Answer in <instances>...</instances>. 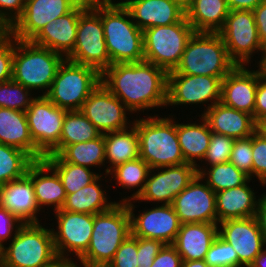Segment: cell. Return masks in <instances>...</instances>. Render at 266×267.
Listing matches in <instances>:
<instances>
[{
    "instance_id": "cell-38",
    "label": "cell",
    "mask_w": 266,
    "mask_h": 267,
    "mask_svg": "<svg viewBox=\"0 0 266 267\" xmlns=\"http://www.w3.org/2000/svg\"><path fill=\"white\" fill-rule=\"evenodd\" d=\"M208 167H205L199 175L215 193L221 190L239 187L250 179L247 174L239 170L231 162L215 164Z\"/></svg>"
},
{
    "instance_id": "cell-44",
    "label": "cell",
    "mask_w": 266,
    "mask_h": 267,
    "mask_svg": "<svg viewBox=\"0 0 266 267\" xmlns=\"http://www.w3.org/2000/svg\"><path fill=\"white\" fill-rule=\"evenodd\" d=\"M229 162L252 179V135L245 139H235Z\"/></svg>"
},
{
    "instance_id": "cell-29",
    "label": "cell",
    "mask_w": 266,
    "mask_h": 267,
    "mask_svg": "<svg viewBox=\"0 0 266 267\" xmlns=\"http://www.w3.org/2000/svg\"><path fill=\"white\" fill-rule=\"evenodd\" d=\"M0 143L26 152L34 161L45 157L31 138L25 111L0 107Z\"/></svg>"
},
{
    "instance_id": "cell-22",
    "label": "cell",
    "mask_w": 266,
    "mask_h": 267,
    "mask_svg": "<svg viewBox=\"0 0 266 267\" xmlns=\"http://www.w3.org/2000/svg\"><path fill=\"white\" fill-rule=\"evenodd\" d=\"M134 23L143 31L154 26H168L186 16L180 0H125Z\"/></svg>"
},
{
    "instance_id": "cell-20",
    "label": "cell",
    "mask_w": 266,
    "mask_h": 267,
    "mask_svg": "<svg viewBox=\"0 0 266 267\" xmlns=\"http://www.w3.org/2000/svg\"><path fill=\"white\" fill-rule=\"evenodd\" d=\"M82 0H26L22 16L13 25V37L31 41L47 23L71 12Z\"/></svg>"
},
{
    "instance_id": "cell-54",
    "label": "cell",
    "mask_w": 266,
    "mask_h": 267,
    "mask_svg": "<svg viewBox=\"0 0 266 267\" xmlns=\"http://www.w3.org/2000/svg\"><path fill=\"white\" fill-rule=\"evenodd\" d=\"M230 11L249 10L253 11L261 2L265 0H226Z\"/></svg>"
},
{
    "instance_id": "cell-39",
    "label": "cell",
    "mask_w": 266,
    "mask_h": 267,
    "mask_svg": "<svg viewBox=\"0 0 266 267\" xmlns=\"http://www.w3.org/2000/svg\"><path fill=\"white\" fill-rule=\"evenodd\" d=\"M33 162L26 152L0 143V185L23 177Z\"/></svg>"
},
{
    "instance_id": "cell-51",
    "label": "cell",
    "mask_w": 266,
    "mask_h": 267,
    "mask_svg": "<svg viewBox=\"0 0 266 267\" xmlns=\"http://www.w3.org/2000/svg\"><path fill=\"white\" fill-rule=\"evenodd\" d=\"M26 0H0V17L12 26L22 16Z\"/></svg>"
},
{
    "instance_id": "cell-40",
    "label": "cell",
    "mask_w": 266,
    "mask_h": 267,
    "mask_svg": "<svg viewBox=\"0 0 266 267\" xmlns=\"http://www.w3.org/2000/svg\"><path fill=\"white\" fill-rule=\"evenodd\" d=\"M24 87L13 79L0 83V107L26 111L36 98L35 91ZM32 95H35L32 97Z\"/></svg>"
},
{
    "instance_id": "cell-1",
    "label": "cell",
    "mask_w": 266,
    "mask_h": 267,
    "mask_svg": "<svg viewBox=\"0 0 266 267\" xmlns=\"http://www.w3.org/2000/svg\"><path fill=\"white\" fill-rule=\"evenodd\" d=\"M101 83L134 115L166 107L168 72L145 60L112 64L101 73Z\"/></svg>"
},
{
    "instance_id": "cell-41",
    "label": "cell",
    "mask_w": 266,
    "mask_h": 267,
    "mask_svg": "<svg viewBox=\"0 0 266 267\" xmlns=\"http://www.w3.org/2000/svg\"><path fill=\"white\" fill-rule=\"evenodd\" d=\"M234 138L220 135L212 132L211 140L202 162L207 164H199L197 168L198 174L211 165L229 162L230 154L234 145ZM201 166V167H200Z\"/></svg>"
},
{
    "instance_id": "cell-3",
    "label": "cell",
    "mask_w": 266,
    "mask_h": 267,
    "mask_svg": "<svg viewBox=\"0 0 266 267\" xmlns=\"http://www.w3.org/2000/svg\"><path fill=\"white\" fill-rule=\"evenodd\" d=\"M140 117L136 115L133 124L139 136L140 158L150 168L185 164L178 135L176 115L167 117L158 114ZM174 116V118H173Z\"/></svg>"
},
{
    "instance_id": "cell-43",
    "label": "cell",
    "mask_w": 266,
    "mask_h": 267,
    "mask_svg": "<svg viewBox=\"0 0 266 267\" xmlns=\"http://www.w3.org/2000/svg\"><path fill=\"white\" fill-rule=\"evenodd\" d=\"M252 178L258 179L260 185L266 186V137L256 130L252 134Z\"/></svg>"
},
{
    "instance_id": "cell-12",
    "label": "cell",
    "mask_w": 266,
    "mask_h": 267,
    "mask_svg": "<svg viewBox=\"0 0 266 267\" xmlns=\"http://www.w3.org/2000/svg\"><path fill=\"white\" fill-rule=\"evenodd\" d=\"M221 82L220 77L168 73L166 109L177 105L183 107L185 105L188 107V104L196 105V108L207 105L201 111L203 113L200 116H202L214 104L221 101Z\"/></svg>"
},
{
    "instance_id": "cell-42",
    "label": "cell",
    "mask_w": 266,
    "mask_h": 267,
    "mask_svg": "<svg viewBox=\"0 0 266 267\" xmlns=\"http://www.w3.org/2000/svg\"><path fill=\"white\" fill-rule=\"evenodd\" d=\"M204 261L210 267H238V254L232 245L217 236L206 253Z\"/></svg>"
},
{
    "instance_id": "cell-16",
    "label": "cell",
    "mask_w": 266,
    "mask_h": 267,
    "mask_svg": "<svg viewBox=\"0 0 266 267\" xmlns=\"http://www.w3.org/2000/svg\"><path fill=\"white\" fill-rule=\"evenodd\" d=\"M25 112L33 142L45 156L48 155L59 144L67 110L38 94Z\"/></svg>"
},
{
    "instance_id": "cell-23",
    "label": "cell",
    "mask_w": 266,
    "mask_h": 267,
    "mask_svg": "<svg viewBox=\"0 0 266 267\" xmlns=\"http://www.w3.org/2000/svg\"><path fill=\"white\" fill-rule=\"evenodd\" d=\"M0 206L22 225L41 223L38 219L41 210L36 202L32 180L27 174L0 185Z\"/></svg>"
},
{
    "instance_id": "cell-48",
    "label": "cell",
    "mask_w": 266,
    "mask_h": 267,
    "mask_svg": "<svg viewBox=\"0 0 266 267\" xmlns=\"http://www.w3.org/2000/svg\"><path fill=\"white\" fill-rule=\"evenodd\" d=\"M14 37L0 48V83L12 79Z\"/></svg>"
},
{
    "instance_id": "cell-11",
    "label": "cell",
    "mask_w": 266,
    "mask_h": 267,
    "mask_svg": "<svg viewBox=\"0 0 266 267\" xmlns=\"http://www.w3.org/2000/svg\"><path fill=\"white\" fill-rule=\"evenodd\" d=\"M218 33L223 39L230 58L237 65L251 66L253 59L254 61L256 59L255 54H259L258 58H260V60L256 59L257 65L261 62L265 47L260 41L253 11H230L223 28Z\"/></svg>"
},
{
    "instance_id": "cell-13",
    "label": "cell",
    "mask_w": 266,
    "mask_h": 267,
    "mask_svg": "<svg viewBox=\"0 0 266 267\" xmlns=\"http://www.w3.org/2000/svg\"><path fill=\"white\" fill-rule=\"evenodd\" d=\"M54 218L56 229L54 225L51 229L57 257L71 259L74 255L75 259H79L89 247L94 215L61 209L54 212Z\"/></svg>"
},
{
    "instance_id": "cell-32",
    "label": "cell",
    "mask_w": 266,
    "mask_h": 267,
    "mask_svg": "<svg viewBox=\"0 0 266 267\" xmlns=\"http://www.w3.org/2000/svg\"><path fill=\"white\" fill-rule=\"evenodd\" d=\"M198 117L201 120L197 123L191 120L189 123H178L179 120H177V135L183 157L186 163L195 167L200 163L203 164L202 160L206 155L212 135L207 121L200 114Z\"/></svg>"
},
{
    "instance_id": "cell-45",
    "label": "cell",
    "mask_w": 266,
    "mask_h": 267,
    "mask_svg": "<svg viewBox=\"0 0 266 267\" xmlns=\"http://www.w3.org/2000/svg\"><path fill=\"white\" fill-rule=\"evenodd\" d=\"M138 237L131 234L124 240L115 253L108 267H137L138 266Z\"/></svg>"
},
{
    "instance_id": "cell-18",
    "label": "cell",
    "mask_w": 266,
    "mask_h": 267,
    "mask_svg": "<svg viewBox=\"0 0 266 267\" xmlns=\"http://www.w3.org/2000/svg\"><path fill=\"white\" fill-rule=\"evenodd\" d=\"M171 205L181 224H217L216 193L199 174L174 198Z\"/></svg>"
},
{
    "instance_id": "cell-49",
    "label": "cell",
    "mask_w": 266,
    "mask_h": 267,
    "mask_svg": "<svg viewBox=\"0 0 266 267\" xmlns=\"http://www.w3.org/2000/svg\"><path fill=\"white\" fill-rule=\"evenodd\" d=\"M182 258L172 244H165L151 267H181Z\"/></svg>"
},
{
    "instance_id": "cell-7",
    "label": "cell",
    "mask_w": 266,
    "mask_h": 267,
    "mask_svg": "<svg viewBox=\"0 0 266 267\" xmlns=\"http://www.w3.org/2000/svg\"><path fill=\"white\" fill-rule=\"evenodd\" d=\"M46 225L24 224L0 250V267H47L58 257L52 229Z\"/></svg>"
},
{
    "instance_id": "cell-56",
    "label": "cell",
    "mask_w": 266,
    "mask_h": 267,
    "mask_svg": "<svg viewBox=\"0 0 266 267\" xmlns=\"http://www.w3.org/2000/svg\"><path fill=\"white\" fill-rule=\"evenodd\" d=\"M74 261V258H57L51 265L47 267H86L79 259Z\"/></svg>"
},
{
    "instance_id": "cell-17",
    "label": "cell",
    "mask_w": 266,
    "mask_h": 267,
    "mask_svg": "<svg viewBox=\"0 0 266 267\" xmlns=\"http://www.w3.org/2000/svg\"><path fill=\"white\" fill-rule=\"evenodd\" d=\"M80 111L101 134L127 129L134 122L127 117L133 113L102 83L85 100Z\"/></svg>"
},
{
    "instance_id": "cell-36",
    "label": "cell",
    "mask_w": 266,
    "mask_h": 267,
    "mask_svg": "<svg viewBox=\"0 0 266 267\" xmlns=\"http://www.w3.org/2000/svg\"><path fill=\"white\" fill-rule=\"evenodd\" d=\"M56 155L64 162L90 169L106 167L104 134L96 139L64 146ZM94 166V167H93Z\"/></svg>"
},
{
    "instance_id": "cell-19",
    "label": "cell",
    "mask_w": 266,
    "mask_h": 267,
    "mask_svg": "<svg viewBox=\"0 0 266 267\" xmlns=\"http://www.w3.org/2000/svg\"><path fill=\"white\" fill-rule=\"evenodd\" d=\"M217 225L218 236L238 254V267H249L266 246L256 216L228 219Z\"/></svg>"
},
{
    "instance_id": "cell-21",
    "label": "cell",
    "mask_w": 266,
    "mask_h": 267,
    "mask_svg": "<svg viewBox=\"0 0 266 267\" xmlns=\"http://www.w3.org/2000/svg\"><path fill=\"white\" fill-rule=\"evenodd\" d=\"M89 5L90 1L82 0L71 12L47 23L31 42L66 58L74 48L79 16Z\"/></svg>"
},
{
    "instance_id": "cell-5",
    "label": "cell",
    "mask_w": 266,
    "mask_h": 267,
    "mask_svg": "<svg viewBox=\"0 0 266 267\" xmlns=\"http://www.w3.org/2000/svg\"><path fill=\"white\" fill-rule=\"evenodd\" d=\"M131 234L130 215L125 202L95 214L91 241L79 260L86 267L107 266L116 251Z\"/></svg>"
},
{
    "instance_id": "cell-60",
    "label": "cell",
    "mask_w": 266,
    "mask_h": 267,
    "mask_svg": "<svg viewBox=\"0 0 266 267\" xmlns=\"http://www.w3.org/2000/svg\"><path fill=\"white\" fill-rule=\"evenodd\" d=\"M258 67L261 69L262 75L266 77V56H263L261 62L258 64Z\"/></svg>"
},
{
    "instance_id": "cell-14",
    "label": "cell",
    "mask_w": 266,
    "mask_h": 267,
    "mask_svg": "<svg viewBox=\"0 0 266 267\" xmlns=\"http://www.w3.org/2000/svg\"><path fill=\"white\" fill-rule=\"evenodd\" d=\"M136 202V199L125 202L130 215L131 235L160 240L164 244H173L181 227V222L173 206L171 204H154L153 208H144L143 212L138 211L139 214H135L137 207L134 204Z\"/></svg>"
},
{
    "instance_id": "cell-9",
    "label": "cell",
    "mask_w": 266,
    "mask_h": 267,
    "mask_svg": "<svg viewBox=\"0 0 266 267\" xmlns=\"http://www.w3.org/2000/svg\"><path fill=\"white\" fill-rule=\"evenodd\" d=\"M66 59L91 66L100 73L110 66L101 20V0L90 1L80 14L74 48Z\"/></svg>"
},
{
    "instance_id": "cell-4",
    "label": "cell",
    "mask_w": 266,
    "mask_h": 267,
    "mask_svg": "<svg viewBox=\"0 0 266 267\" xmlns=\"http://www.w3.org/2000/svg\"><path fill=\"white\" fill-rule=\"evenodd\" d=\"M65 59L49 48L14 38L12 79L31 91H41V96H45Z\"/></svg>"
},
{
    "instance_id": "cell-8",
    "label": "cell",
    "mask_w": 266,
    "mask_h": 267,
    "mask_svg": "<svg viewBox=\"0 0 266 267\" xmlns=\"http://www.w3.org/2000/svg\"><path fill=\"white\" fill-rule=\"evenodd\" d=\"M100 83L101 73L97 69L65 59L45 96L59 108L81 110L85 100Z\"/></svg>"
},
{
    "instance_id": "cell-25",
    "label": "cell",
    "mask_w": 266,
    "mask_h": 267,
    "mask_svg": "<svg viewBox=\"0 0 266 267\" xmlns=\"http://www.w3.org/2000/svg\"><path fill=\"white\" fill-rule=\"evenodd\" d=\"M26 174L32 180L40 210L45 207H52L53 212L61 210L67 194L58 173L43 159L34 161Z\"/></svg>"
},
{
    "instance_id": "cell-37",
    "label": "cell",
    "mask_w": 266,
    "mask_h": 267,
    "mask_svg": "<svg viewBox=\"0 0 266 267\" xmlns=\"http://www.w3.org/2000/svg\"><path fill=\"white\" fill-rule=\"evenodd\" d=\"M44 160L58 173L66 194H72L93 182L99 175L94 169L64 162L58 155H46Z\"/></svg>"
},
{
    "instance_id": "cell-27",
    "label": "cell",
    "mask_w": 266,
    "mask_h": 267,
    "mask_svg": "<svg viewBox=\"0 0 266 267\" xmlns=\"http://www.w3.org/2000/svg\"><path fill=\"white\" fill-rule=\"evenodd\" d=\"M249 179L245 184L216 193L217 224L228 219L256 216L261 195H256ZM258 197V198H257Z\"/></svg>"
},
{
    "instance_id": "cell-30",
    "label": "cell",
    "mask_w": 266,
    "mask_h": 267,
    "mask_svg": "<svg viewBox=\"0 0 266 267\" xmlns=\"http://www.w3.org/2000/svg\"><path fill=\"white\" fill-rule=\"evenodd\" d=\"M185 10L195 32L209 33H218L230 13L226 0H190Z\"/></svg>"
},
{
    "instance_id": "cell-47",
    "label": "cell",
    "mask_w": 266,
    "mask_h": 267,
    "mask_svg": "<svg viewBox=\"0 0 266 267\" xmlns=\"http://www.w3.org/2000/svg\"><path fill=\"white\" fill-rule=\"evenodd\" d=\"M22 224L6 209L0 206V250L16 235ZM5 242V243H4Z\"/></svg>"
},
{
    "instance_id": "cell-57",
    "label": "cell",
    "mask_w": 266,
    "mask_h": 267,
    "mask_svg": "<svg viewBox=\"0 0 266 267\" xmlns=\"http://www.w3.org/2000/svg\"><path fill=\"white\" fill-rule=\"evenodd\" d=\"M249 267H266V246Z\"/></svg>"
},
{
    "instance_id": "cell-58",
    "label": "cell",
    "mask_w": 266,
    "mask_h": 267,
    "mask_svg": "<svg viewBox=\"0 0 266 267\" xmlns=\"http://www.w3.org/2000/svg\"><path fill=\"white\" fill-rule=\"evenodd\" d=\"M181 267H210L204 260L182 261Z\"/></svg>"
},
{
    "instance_id": "cell-35",
    "label": "cell",
    "mask_w": 266,
    "mask_h": 267,
    "mask_svg": "<svg viewBox=\"0 0 266 267\" xmlns=\"http://www.w3.org/2000/svg\"><path fill=\"white\" fill-rule=\"evenodd\" d=\"M101 135V132L80 110L67 111L59 144L48 155H56L64 146L87 142Z\"/></svg>"
},
{
    "instance_id": "cell-46",
    "label": "cell",
    "mask_w": 266,
    "mask_h": 267,
    "mask_svg": "<svg viewBox=\"0 0 266 267\" xmlns=\"http://www.w3.org/2000/svg\"><path fill=\"white\" fill-rule=\"evenodd\" d=\"M164 243L160 240L145 239L138 237V266L151 267L157 254L164 247Z\"/></svg>"
},
{
    "instance_id": "cell-53",
    "label": "cell",
    "mask_w": 266,
    "mask_h": 267,
    "mask_svg": "<svg viewBox=\"0 0 266 267\" xmlns=\"http://www.w3.org/2000/svg\"><path fill=\"white\" fill-rule=\"evenodd\" d=\"M256 218L260 226L264 241L266 243V192L261 194V198L258 204Z\"/></svg>"
},
{
    "instance_id": "cell-52",
    "label": "cell",
    "mask_w": 266,
    "mask_h": 267,
    "mask_svg": "<svg viewBox=\"0 0 266 267\" xmlns=\"http://www.w3.org/2000/svg\"><path fill=\"white\" fill-rule=\"evenodd\" d=\"M253 13L260 41L266 47V1L261 2L253 10Z\"/></svg>"
},
{
    "instance_id": "cell-6",
    "label": "cell",
    "mask_w": 266,
    "mask_h": 267,
    "mask_svg": "<svg viewBox=\"0 0 266 267\" xmlns=\"http://www.w3.org/2000/svg\"><path fill=\"white\" fill-rule=\"evenodd\" d=\"M236 66L219 33L194 32L179 65L168 73L205 75L223 80Z\"/></svg>"
},
{
    "instance_id": "cell-15",
    "label": "cell",
    "mask_w": 266,
    "mask_h": 267,
    "mask_svg": "<svg viewBox=\"0 0 266 267\" xmlns=\"http://www.w3.org/2000/svg\"><path fill=\"white\" fill-rule=\"evenodd\" d=\"M197 175V168L189 163L151 168L143 191L135 199L138 203L172 204Z\"/></svg>"
},
{
    "instance_id": "cell-59",
    "label": "cell",
    "mask_w": 266,
    "mask_h": 267,
    "mask_svg": "<svg viewBox=\"0 0 266 267\" xmlns=\"http://www.w3.org/2000/svg\"><path fill=\"white\" fill-rule=\"evenodd\" d=\"M257 130L266 137V117L257 124Z\"/></svg>"
},
{
    "instance_id": "cell-50",
    "label": "cell",
    "mask_w": 266,
    "mask_h": 267,
    "mask_svg": "<svg viewBox=\"0 0 266 267\" xmlns=\"http://www.w3.org/2000/svg\"><path fill=\"white\" fill-rule=\"evenodd\" d=\"M258 68V83L255 96L254 120L258 124L266 117V77L262 75L261 69Z\"/></svg>"
},
{
    "instance_id": "cell-34",
    "label": "cell",
    "mask_w": 266,
    "mask_h": 267,
    "mask_svg": "<svg viewBox=\"0 0 266 267\" xmlns=\"http://www.w3.org/2000/svg\"><path fill=\"white\" fill-rule=\"evenodd\" d=\"M150 169L149 165L139 157L119 164L108 172V178H114L113 181L115 180V186L118 185L119 187L126 189V191L127 189L130 191L136 189L133 194L127 196L128 198L126 195L123 196L119 202H126L139 196L144 189Z\"/></svg>"
},
{
    "instance_id": "cell-33",
    "label": "cell",
    "mask_w": 266,
    "mask_h": 267,
    "mask_svg": "<svg viewBox=\"0 0 266 267\" xmlns=\"http://www.w3.org/2000/svg\"><path fill=\"white\" fill-rule=\"evenodd\" d=\"M106 169L103 175L115 166L140 157L139 136L135 125L104 134Z\"/></svg>"
},
{
    "instance_id": "cell-26",
    "label": "cell",
    "mask_w": 266,
    "mask_h": 267,
    "mask_svg": "<svg viewBox=\"0 0 266 267\" xmlns=\"http://www.w3.org/2000/svg\"><path fill=\"white\" fill-rule=\"evenodd\" d=\"M202 117L213 133L234 139L248 138L257 130V123L251 114L226 106L222 102L214 104Z\"/></svg>"
},
{
    "instance_id": "cell-55",
    "label": "cell",
    "mask_w": 266,
    "mask_h": 267,
    "mask_svg": "<svg viewBox=\"0 0 266 267\" xmlns=\"http://www.w3.org/2000/svg\"><path fill=\"white\" fill-rule=\"evenodd\" d=\"M13 37V26L0 17V48Z\"/></svg>"
},
{
    "instance_id": "cell-2",
    "label": "cell",
    "mask_w": 266,
    "mask_h": 267,
    "mask_svg": "<svg viewBox=\"0 0 266 267\" xmlns=\"http://www.w3.org/2000/svg\"><path fill=\"white\" fill-rule=\"evenodd\" d=\"M101 20L110 66L144 61L143 31L121 1L101 0Z\"/></svg>"
},
{
    "instance_id": "cell-28",
    "label": "cell",
    "mask_w": 266,
    "mask_h": 267,
    "mask_svg": "<svg viewBox=\"0 0 266 267\" xmlns=\"http://www.w3.org/2000/svg\"><path fill=\"white\" fill-rule=\"evenodd\" d=\"M217 236V224L186 223L181 224L172 245L176 248L182 261L204 260Z\"/></svg>"
},
{
    "instance_id": "cell-24",
    "label": "cell",
    "mask_w": 266,
    "mask_h": 267,
    "mask_svg": "<svg viewBox=\"0 0 266 267\" xmlns=\"http://www.w3.org/2000/svg\"><path fill=\"white\" fill-rule=\"evenodd\" d=\"M257 83L258 69L237 65L221 82L220 102L254 118Z\"/></svg>"
},
{
    "instance_id": "cell-61",
    "label": "cell",
    "mask_w": 266,
    "mask_h": 267,
    "mask_svg": "<svg viewBox=\"0 0 266 267\" xmlns=\"http://www.w3.org/2000/svg\"><path fill=\"white\" fill-rule=\"evenodd\" d=\"M184 5H186L190 0H180Z\"/></svg>"
},
{
    "instance_id": "cell-31",
    "label": "cell",
    "mask_w": 266,
    "mask_h": 267,
    "mask_svg": "<svg viewBox=\"0 0 266 267\" xmlns=\"http://www.w3.org/2000/svg\"><path fill=\"white\" fill-rule=\"evenodd\" d=\"M102 175L103 174L99 175L93 182L75 193L67 194L65 203L61 209L92 215L110 210L118 202L109 201L110 198H108L109 196L107 195L106 189L103 190L102 187H104V184H102L101 181H104L102 179L106 178L105 182L109 183V180L111 182L112 179H107L108 175H105V177Z\"/></svg>"
},
{
    "instance_id": "cell-10",
    "label": "cell",
    "mask_w": 266,
    "mask_h": 267,
    "mask_svg": "<svg viewBox=\"0 0 266 267\" xmlns=\"http://www.w3.org/2000/svg\"><path fill=\"white\" fill-rule=\"evenodd\" d=\"M194 32L186 16L180 22L168 26L143 30L144 60L167 72L175 70Z\"/></svg>"
}]
</instances>
